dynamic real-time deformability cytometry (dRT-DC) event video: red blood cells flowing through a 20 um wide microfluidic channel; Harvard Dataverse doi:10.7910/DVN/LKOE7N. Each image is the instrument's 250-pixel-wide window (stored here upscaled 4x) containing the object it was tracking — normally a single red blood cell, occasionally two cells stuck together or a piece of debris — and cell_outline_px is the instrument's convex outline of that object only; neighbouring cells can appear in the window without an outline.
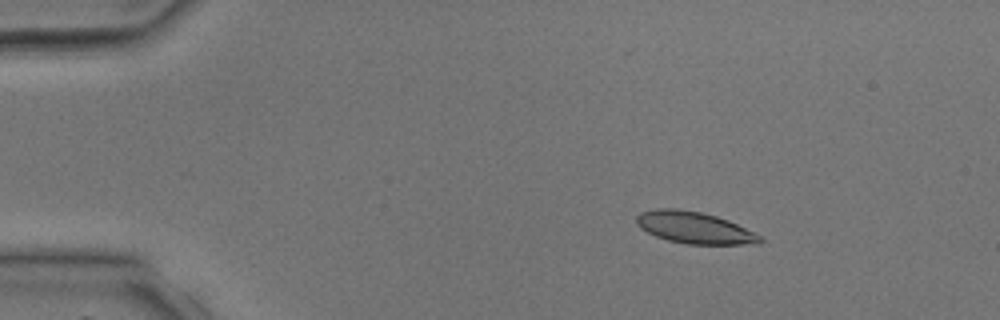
{"species": "common noctule bat (a hibernating species)", "species_latin": "Nyctalus noctula", "temperature_condition": "room temperature", "stored_images_in_passage": 3, "camera_frame_rate_fps": 3000, "um_per_image_px": 0.085, "animal": {"sex": "male", "body_mass_g": 17.9, "forearm_length_mm": 54.2}, "frame": {"image": 1, "passage_image": 1, "time_ms": 0.0, "image_size_px": [1000, 320], "cell_outline_px": [[764, 240], [760, 244], [688, 244], [668, 240], [656, 236], [640, 228], [636, 224], [636, 216], [640, 212], [656, 208], [676, 208], [700, 212], [716, 216], [728, 220], [760, 236]], "centroid_in_image_um": [58.99, 19.35], "position_along_channel_um": 26.0, "area_um2": 22.72}}
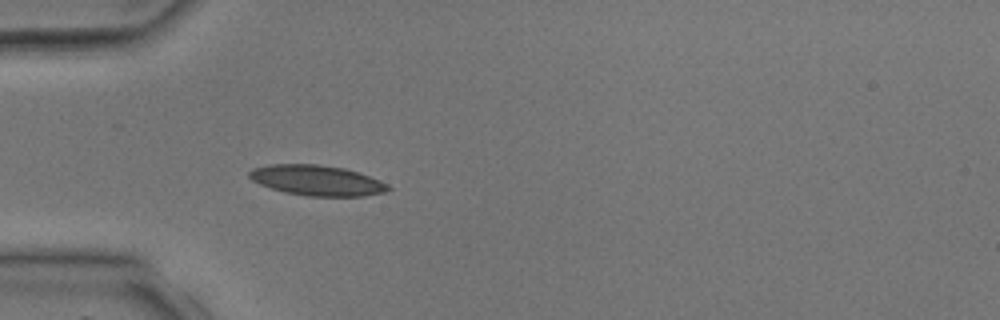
{"frame": {"image": 2, "passage_image": 3, "time_ms": 2.0, "image_size_px": [1000, 320], "cell_outline_px": [[392, 188], [384, 192], [364, 196], [308, 196], [284, 192], [260, 184], [252, 180], [248, 176], [248, 172], [252, 168], [268, 164], [316, 164], [344, 168], [380, 180], [388, 184]], "centroid_in_image_um": [26.92, 15.33], "position_along_channel_um": 58.1, "area_um2": 24.51}}